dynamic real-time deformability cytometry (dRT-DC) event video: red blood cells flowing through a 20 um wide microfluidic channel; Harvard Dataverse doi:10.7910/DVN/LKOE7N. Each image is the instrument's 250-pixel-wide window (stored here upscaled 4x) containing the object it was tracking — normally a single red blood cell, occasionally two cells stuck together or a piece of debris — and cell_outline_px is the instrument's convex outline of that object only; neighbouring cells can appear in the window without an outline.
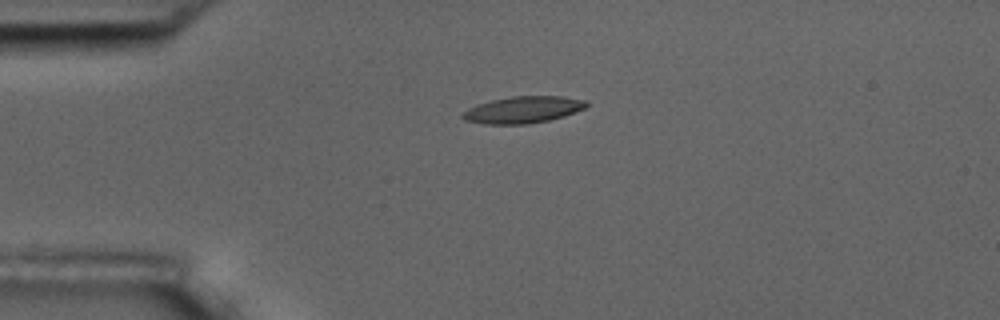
{"species": "common noctule bat (a hibernating species)", "species_latin": "Nyctalus noctula", "temperature_condition": "room temperature", "stored_images_in_passage": 6, "camera_frame_rate_fps": 3000, "um_per_image_px": 0.085, "animal": {"sex": "male", "body_mass_g": 17.5, "forearm_length_mm": 52.3}, "frame": {"image": 1, "passage_image": 1, "time_ms": 0.0, "image_size_px": [1000, 320], "cell_outline_px": [[588, 104], [584, 108], [564, 116], [548, 120], [528, 124], [488, 124], [464, 120], [460, 116], [468, 108], [476, 104], [492, 100], [512, 96], [564, 96], [588, 100]], "centroid_in_image_um": [44.46, 9.32], "position_along_channel_um": 40.5, "area_um2": 19.31}}
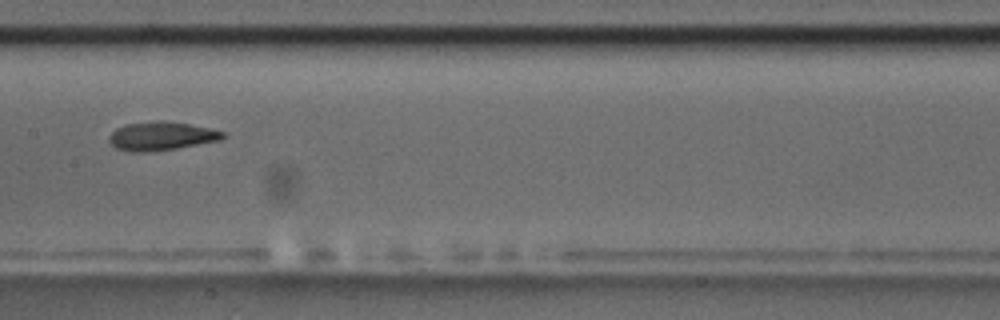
{"frame": {"image": 2, "passage_image": 5, "time_ms": 5.0, "image_size_px": [1000, 320], "cell_outline_px": [[224, 136], [220, 140], [176, 148], [144, 152], [132, 152], [116, 148], [108, 140], [108, 136], [116, 128], [124, 124], [156, 120], [164, 120], [188, 124], [208, 128], [224, 132]], "centroid_in_image_um": [13.65, 11.55], "position_along_channel_um": 193.7, "area_um2": 18.84}}
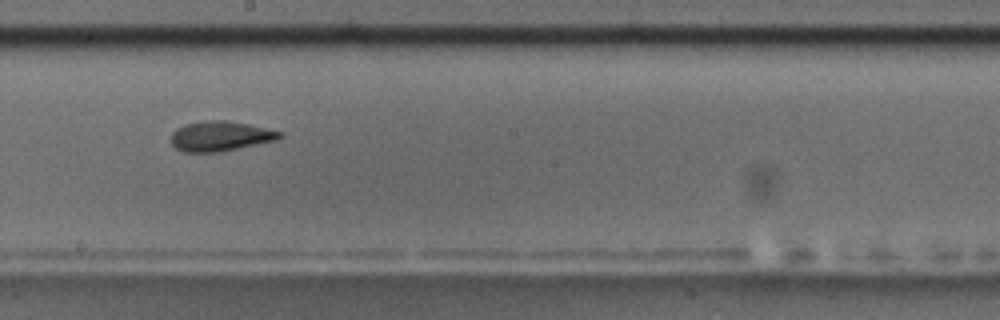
{"frame": {"image": 3, "passage_image": 6, "time_ms": 6.0, "image_size_px": [1000, 320], "cell_outline_px": [[284, 136], [276, 140], [220, 152], [184, 152], [176, 148], [172, 144], [172, 132], [176, 128], [184, 124], [208, 120], [224, 120], [248, 124], [284, 132]], "centroid_in_image_um": [18.74, 11.57], "position_along_channel_um": 229.5, "area_um2": 18.96}}